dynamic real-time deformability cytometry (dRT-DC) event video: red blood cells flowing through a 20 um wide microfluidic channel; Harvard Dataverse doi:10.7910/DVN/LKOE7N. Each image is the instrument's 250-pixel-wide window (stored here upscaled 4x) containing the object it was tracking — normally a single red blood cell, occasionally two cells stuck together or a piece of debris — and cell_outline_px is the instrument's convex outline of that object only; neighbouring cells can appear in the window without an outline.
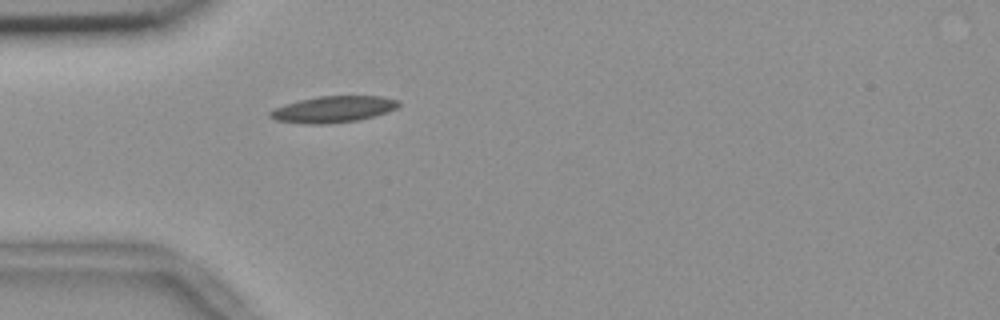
{"species": "common noctule bat (a hibernating species)", "species_latin": "Nyctalus noctula", "temperature_condition": "room temperature", "stored_images_in_passage": 35, "camera_frame_rate_fps": 3000, "um_per_image_px": 0.085, "animal": {"sex": "female", "body_mass_g": 18.4}, "frame": {"image": 1, "passage_image": 1, "time_ms": 0.0, "image_size_px": [1000, 320], "cell_outline_px": [[400, 104], [396, 108], [388, 112], [356, 120], [324, 124], [312, 124], [276, 120], [268, 116], [268, 112], [284, 104], [300, 100], [320, 96], [384, 96], [396, 100]], "centroid_in_image_um": [28.32, 9.28], "position_along_channel_um": 56.7, "area_um2": 19.48}}
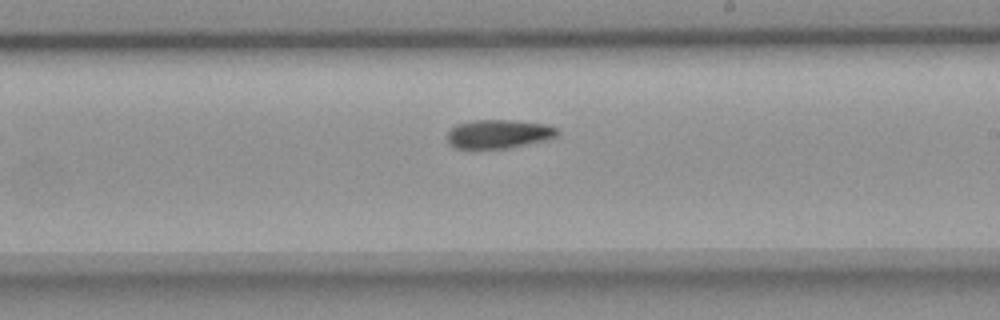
{"frame": {"image": 2, "passage_image": 17, "time_ms": 5.333, "image_size_px": [1000, 320], "cell_outline_px": [[560, 132], [556, 136], [548, 140], [508, 148], [476, 152], [452, 148], [448, 144], [448, 132], [456, 124], [472, 120], [512, 120], [544, 124], [556, 128]], "centroid_in_image_um": [42.3, 11.44], "position_along_channel_um": 246.7, "area_um2": 19.31}}
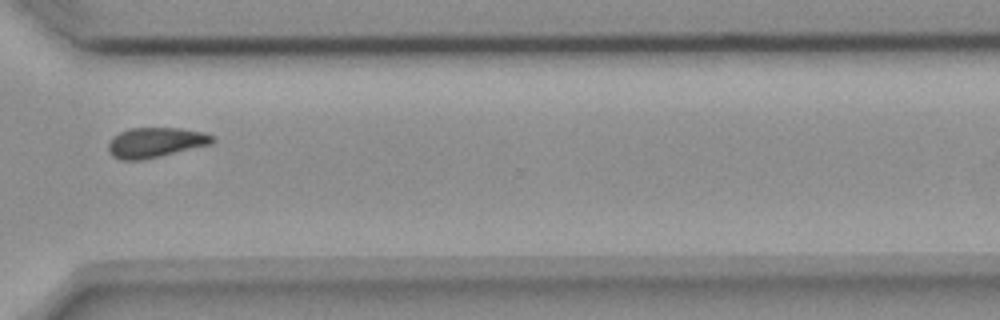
{"frame": {"image": 3, "passage_image": 26, "time_ms": 8.333, "image_size_px": [1000, 320], "cell_outline_px": [[216, 140], [212, 144], [144, 160], [120, 160], [112, 156], [108, 148], [108, 144], [112, 136], [128, 128], [180, 128], [204, 132], [216, 136]], "centroid_in_image_um": [13.24, 12.11], "position_along_channel_um": 357.4, "area_um2": 18.5}}